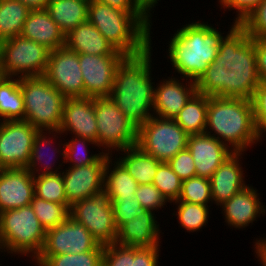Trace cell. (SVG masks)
Instances as JSON below:
<instances>
[{"label": "cell", "instance_id": "9c48e42d", "mask_svg": "<svg viewBox=\"0 0 266 266\" xmlns=\"http://www.w3.org/2000/svg\"><path fill=\"white\" fill-rule=\"evenodd\" d=\"M189 135L174 119L152 116L138 127L137 146L161 162L187 148Z\"/></svg>", "mask_w": 266, "mask_h": 266}, {"label": "cell", "instance_id": "e575fe53", "mask_svg": "<svg viewBox=\"0 0 266 266\" xmlns=\"http://www.w3.org/2000/svg\"><path fill=\"white\" fill-rule=\"evenodd\" d=\"M30 205L46 231L60 225L70 216L68 204H58L34 196Z\"/></svg>", "mask_w": 266, "mask_h": 266}, {"label": "cell", "instance_id": "db71d44e", "mask_svg": "<svg viewBox=\"0 0 266 266\" xmlns=\"http://www.w3.org/2000/svg\"><path fill=\"white\" fill-rule=\"evenodd\" d=\"M2 49H3V40L0 38V64H1V58H2Z\"/></svg>", "mask_w": 266, "mask_h": 266}, {"label": "cell", "instance_id": "6da1fadb", "mask_svg": "<svg viewBox=\"0 0 266 266\" xmlns=\"http://www.w3.org/2000/svg\"><path fill=\"white\" fill-rule=\"evenodd\" d=\"M221 40L218 54L196 82L197 92L209 97L251 100L260 84L254 39L232 22Z\"/></svg>", "mask_w": 266, "mask_h": 266}, {"label": "cell", "instance_id": "60d3db41", "mask_svg": "<svg viewBox=\"0 0 266 266\" xmlns=\"http://www.w3.org/2000/svg\"><path fill=\"white\" fill-rule=\"evenodd\" d=\"M250 38L266 37V0H263L240 24Z\"/></svg>", "mask_w": 266, "mask_h": 266}, {"label": "cell", "instance_id": "484cf974", "mask_svg": "<svg viewBox=\"0 0 266 266\" xmlns=\"http://www.w3.org/2000/svg\"><path fill=\"white\" fill-rule=\"evenodd\" d=\"M58 135H60V137ZM61 135H64V134H62L59 130H53V131H51V130L45 131L44 130V131H38L36 133L34 140H33V146H32V150H31L30 161H29L28 166L26 167L34 177L39 176V175L56 174V173L62 172V171H60V169L62 166H65V165H62L63 163L65 164V148H64L65 144H64V141H63V144H62V141L58 142L59 144L57 143V145L60 148L59 147L57 148L56 146H54L55 148L52 149L51 155L48 153L50 155L49 158L51 157L50 158L51 160L54 158L53 159L54 161L52 160L53 164L49 158H48V160H50L49 161L50 163L46 162L47 158H44L47 156L46 154H45L46 156L44 155V152H46V151H44V149L48 150L50 147H53L52 144L53 143L56 144V142L51 141V140H54V138H56V139L61 138ZM61 146H63V147H61ZM61 151H62V153H61ZM56 153H57V155L61 154L63 156V160H62L63 162L62 163L60 162L58 164V167L55 165V163H58V162H56V161H58V158H55L57 156ZM52 156H53V158H52ZM43 159H45L44 162H46V163L43 162ZM55 159H57V160H55ZM55 166H56V168H53Z\"/></svg>", "mask_w": 266, "mask_h": 266}, {"label": "cell", "instance_id": "30bf717a", "mask_svg": "<svg viewBox=\"0 0 266 266\" xmlns=\"http://www.w3.org/2000/svg\"><path fill=\"white\" fill-rule=\"evenodd\" d=\"M50 50L21 35L3 41L0 67L4 77H36L45 74Z\"/></svg>", "mask_w": 266, "mask_h": 266}, {"label": "cell", "instance_id": "f35d334b", "mask_svg": "<svg viewBox=\"0 0 266 266\" xmlns=\"http://www.w3.org/2000/svg\"><path fill=\"white\" fill-rule=\"evenodd\" d=\"M161 194L171 202L176 201L181 193L182 180L167 162H161L152 183Z\"/></svg>", "mask_w": 266, "mask_h": 266}, {"label": "cell", "instance_id": "7dc6e473", "mask_svg": "<svg viewBox=\"0 0 266 266\" xmlns=\"http://www.w3.org/2000/svg\"><path fill=\"white\" fill-rule=\"evenodd\" d=\"M160 246L134 247L132 266H159Z\"/></svg>", "mask_w": 266, "mask_h": 266}, {"label": "cell", "instance_id": "7c38bea8", "mask_svg": "<svg viewBox=\"0 0 266 266\" xmlns=\"http://www.w3.org/2000/svg\"><path fill=\"white\" fill-rule=\"evenodd\" d=\"M104 251V246L87 228L70 216L60 225L46 231L45 243L39 255L78 254Z\"/></svg>", "mask_w": 266, "mask_h": 266}, {"label": "cell", "instance_id": "7a4b0ae2", "mask_svg": "<svg viewBox=\"0 0 266 266\" xmlns=\"http://www.w3.org/2000/svg\"><path fill=\"white\" fill-rule=\"evenodd\" d=\"M152 49L151 46L142 54L126 56L122 60L116 69L113 89L109 96L137 127L154 115L156 85L152 82L154 78L151 74Z\"/></svg>", "mask_w": 266, "mask_h": 266}, {"label": "cell", "instance_id": "f546056e", "mask_svg": "<svg viewBox=\"0 0 266 266\" xmlns=\"http://www.w3.org/2000/svg\"><path fill=\"white\" fill-rule=\"evenodd\" d=\"M24 110L20 78L3 77L0 81V121H24Z\"/></svg>", "mask_w": 266, "mask_h": 266}, {"label": "cell", "instance_id": "7bdbcfd3", "mask_svg": "<svg viewBox=\"0 0 266 266\" xmlns=\"http://www.w3.org/2000/svg\"><path fill=\"white\" fill-rule=\"evenodd\" d=\"M134 247L117 243L104 245L103 266H132Z\"/></svg>", "mask_w": 266, "mask_h": 266}, {"label": "cell", "instance_id": "3957f363", "mask_svg": "<svg viewBox=\"0 0 266 266\" xmlns=\"http://www.w3.org/2000/svg\"><path fill=\"white\" fill-rule=\"evenodd\" d=\"M218 29L199 20L177 29L167 45V58L174 72L197 82L218 54L219 44L225 36Z\"/></svg>", "mask_w": 266, "mask_h": 266}, {"label": "cell", "instance_id": "277c9868", "mask_svg": "<svg viewBox=\"0 0 266 266\" xmlns=\"http://www.w3.org/2000/svg\"><path fill=\"white\" fill-rule=\"evenodd\" d=\"M87 20L125 56L142 54L152 45V22L143 14H130L108 4L89 1Z\"/></svg>", "mask_w": 266, "mask_h": 266}, {"label": "cell", "instance_id": "d6a6232c", "mask_svg": "<svg viewBox=\"0 0 266 266\" xmlns=\"http://www.w3.org/2000/svg\"><path fill=\"white\" fill-rule=\"evenodd\" d=\"M177 206V211H174L173 216L178 218V224L187 232H198L202 227L208 224L209 207L211 205H202L195 203H188L183 201H173ZM176 213V214H175Z\"/></svg>", "mask_w": 266, "mask_h": 266}, {"label": "cell", "instance_id": "ffe728a7", "mask_svg": "<svg viewBox=\"0 0 266 266\" xmlns=\"http://www.w3.org/2000/svg\"><path fill=\"white\" fill-rule=\"evenodd\" d=\"M34 196V176L27 168L0 170V213L30 205Z\"/></svg>", "mask_w": 266, "mask_h": 266}, {"label": "cell", "instance_id": "ba28073f", "mask_svg": "<svg viewBox=\"0 0 266 266\" xmlns=\"http://www.w3.org/2000/svg\"><path fill=\"white\" fill-rule=\"evenodd\" d=\"M97 121V147L102 152L113 155L137 144L138 127L118 108L110 97H95Z\"/></svg>", "mask_w": 266, "mask_h": 266}, {"label": "cell", "instance_id": "cb8c5ba5", "mask_svg": "<svg viewBox=\"0 0 266 266\" xmlns=\"http://www.w3.org/2000/svg\"><path fill=\"white\" fill-rule=\"evenodd\" d=\"M20 35L45 46L50 51L65 44V34L51 19L46 9L30 10Z\"/></svg>", "mask_w": 266, "mask_h": 266}, {"label": "cell", "instance_id": "1f68e13d", "mask_svg": "<svg viewBox=\"0 0 266 266\" xmlns=\"http://www.w3.org/2000/svg\"><path fill=\"white\" fill-rule=\"evenodd\" d=\"M29 12L18 0H0V38L4 41L20 35Z\"/></svg>", "mask_w": 266, "mask_h": 266}, {"label": "cell", "instance_id": "ab89813d", "mask_svg": "<svg viewBox=\"0 0 266 266\" xmlns=\"http://www.w3.org/2000/svg\"><path fill=\"white\" fill-rule=\"evenodd\" d=\"M251 102L255 131L262 142V138L266 137V82H260L253 93Z\"/></svg>", "mask_w": 266, "mask_h": 266}, {"label": "cell", "instance_id": "603a6c76", "mask_svg": "<svg viewBox=\"0 0 266 266\" xmlns=\"http://www.w3.org/2000/svg\"><path fill=\"white\" fill-rule=\"evenodd\" d=\"M156 218L154 212L142 209L132 220L118 228L116 243L132 247L161 246V228Z\"/></svg>", "mask_w": 266, "mask_h": 266}, {"label": "cell", "instance_id": "52a82bcc", "mask_svg": "<svg viewBox=\"0 0 266 266\" xmlns=\"http://www.w3.org/2000/svg\"><path fill=\"white\" fill-rule=\"evenodd\" d=\"M20 87L24 99V121L38 131L59 130L66 97L43 76L22 77Z\"/></svg>", "mask_w": 266, "mask_h": 266}, {"label": "cell", "instance_id": "816d5d0a", "mask_svg": "<svg viewBox=\"0 0 266 266\" xmlns=\"http://www.w3.org/2000/svg\"><path fill=\"white\" fill-rule=\"evenodd\" d=\"M254 244V252L257 256L258 260L262 264L261 266H266V237L259 238L255 240Z\"/></svg>", "mask_w": 266, "mask_h": 266}, {"label": "cell", "instance_id": "5b68a950", "mask_svg": "<svg viewBox=\"0 0 266 266\" xmlns=\"http://www.w3.org/2000/svg\"><path fill=\"white\" fill-rule=\"evenodd\" d=\"M205 133L233 152L248 151L260 142L255 131L251 100L208 96Z\"/></svg>", "mask_w": 266, "mask_h": 266}, {"label": "cell", "instance_id": "836d02e7", "mask_svg": "<svg viewBox=\"0 0 266 266\" xmlns=\"http://www.w3.org/2000/svg\"><path fill=\"white\" fill-rule=\"evenodd\" d=\"M38 266H103V251H88L78 254L38 255Z\"/></svg>", "mask_w": 266, "mask_h": 266}, {"label": "cell", "instance_id": "83f0119b", "mask_svg": "<svg viewBox=\"0 0 266 266\" xmlns=\"http://www.w3.org/2000/svg\"><path fill=\"white\" fill-rule=\"evenodd\" d=\"M90 0H51L46 8L51 19L66 35L69 31L87 21Z\"/></svg>", "mask_w": 266, "mask_h": 266}, {"label": "cell", "instance_id": "f907efd6", "mask_svg": "<svg viewBox=\"0 0 266 266\" xmlns=\"http://www.w3.org/2000/svg\"><path fill=\"white\" fill-rule=\"evenodd\" d=\"M159 0H132L137 9L151 22L152 10Z\"/></svg>", "mask_w": 266, "mask_h": 266}, {"label": "cell", "instance_id": "8992f818", "mask_svg": "<svg viewBox=\"0 0 266 266\" xmlns=\"http://www.w3.org/2000/svg\"><path fill=\"white\" fill-rule=\"evenodd\" d=\"M46 230L31 205L0 213V246L2 252L31 257L34 261L45 243ZM30 254V255H29Z\"/></svg>", "mask_w": 266, "mask_h": 266}, {"label": "cell", "instance_id": "f1b7e54d", "mask_svg": "<svg viewBox=\"0 0 266 266\" xmlns=\"http://www.w3.org/2000/svg\"><path fill=\"white\" fill-rule=\"evenodd\" d=\"M112 157L110 155L107 158L105 165L103 189L108 193L111 201L114 198H136L138 183L126 168L118 160L113 161Z\"/></svg>", "mask_w": 266, "mask_h": 266}, {"label": "cell", "instance_id": "9a60e30c", "mask_svg": "<svg viewBox=\"0 0 266 266\" xmlns=\"http://www.w3.org/2000/svg\"><path fill=\"white\" fill-rule=\"evenodd\" d=\"M125 55L79 54L85 97H109L115 72Z\"/></svg>", "mask_w": 266, "mask_h": 266}, {"label": "cell", "instance_id": "d590c367", "mask_svg": "<svg viewBox=\"0 0 266 266\" xmlns=\"http://www.w3.org/2000/svg\"><path fill=\"white\" fill-rule=\"evenodd\" d=\"M35 196L58 204H67L62 172L34 177Z\"/></svg>", "mask_w": 266, "mask_h": 266}, {"label": "cell", "instance_id": "f6af8a7d", "mask_svg": "<svg viewBox=\"0 0 266 266\" xmlns=\"http://www.w3.org/2000/svg\"><path fill=\"white\" fill-rule=\"evenodd\" d=\"M167 163L182 181L196 176L194 160L187 148L178 152Z\"/></svg>", "mask_w": 266, "mask_h": 266}, {"label": "cell", "instance_id": "4fadbf2b", "mask_svg": "<svg viewBox=\"0 0 266 266\" xmlns=\"http://www.w3.org/2000/svg\"><path fill=\"white\" fill-rule=\"evenodd\" d=\"M37 132L26 121H0V170L28 166Z\"/></svg>", "mask_w": 266, "mask_h": 266}, {"label": "cell", "instance_id": "c3c4849f", "mask_svg": "<svg viewBox=\"0 0 266 266\" xmlns=\"http://www.w3.org/2000/svg\"><path fill=\"white\" fill-rule=\"evenodd\" d=\"M257 71L261 82H266V37L254 39Z\"/></svg>", "mask_w": 266, "mask_h": 266}, {"label": "cell", "instance_id": "e0dca14e", "mask_svg": "<svg viewBox=\"0 0 266 266\" xmlns=\"http://www.w3.org/2000/svg\"><path fill=\"white\" fill-rule=\"evenodd\" d=\"M59 131L65 135L69 133L97 143L98 132L94 98H66L63 104V118Z\"/></svg>", "mask_w": 266, "mask_h": 266}, {"label": "cell", "instance_id": "4316f807", "mask_svg": "<svg viewBox=\"0 0 266 266\" xmlns=\"http://www.w3.org/2000/svg\"><path fill=\"white\" fill-rule=\"evenodd\" d=\"M120 152L123 153L120 154L123 156H119V158L115 156V159L126 168L138 185L153 183L161 161L145 153L137 145L120 150Z\"/></svg>", "mask_w": 266, "mask_h": 266}, {"label": "cell", "instance_id": "ac0fdd59", "mask_svg": "<svg viewBox=\"0 0 266 266\" xmlns=\"http://www.w3.org/2000/svg\"><path fill=\"white\" fill-rule=\"evenodd\" d=\"M174 76L159 81L155 87L154 116L174 119L190 98L197 92L196 82ZM186 81V82H184ZM185 84H184V83ZM188 84V85H187Z\"/></svg>", "mask_w": 266, "mask_h": 266}, {"label": "cell", "instance_id": "b9f144b4", "mask_svg": "<svg viewBox=\"0 0 266 266\" xmlns=\"http://www.w3.org/2000/svg\"><path fill=\"white\" fill-rule=\"evenodd\" d=\"M111 206L117 228L132 220L142 210L137 198H114Z\"/></svg>", "mask_w": 266, "mask_h": 266}, {"label": "cell", "instance_id": "74e56055", "mask_svg": "<svg viewBox=\"0 0 266 266\" xmlns=\"http://www.w3.org/2000/svg\"><path fill=\"white\" fill-rule=\"evenodd\" d=\"M176 201L211 205V184L205 177L194 176L182 181L181 193ZM211 201V203H210Z\"/></svg>", "mask_w": 266, "mask_h": 266}, {"label": "cell", "instance_id": "11a10c76", "mask_svg": "<svg viewBox=\"0 0 266 266\" xmlns=\"http://www.w3.org/2000/svg\"><path fill=\"white\" fill-rule=\"evenodd\" d=\"M4 77V75H3V72H2V69H1V67H0V81H1V79Z\"/></svg>", "mask_w": 266, "mask_h": 266}, {"label": "cell", "instance_id": "ee69618b", "mask_svg": "<svg viewBox=\"0 0 266 266\" xmlns=\"http://www.w3.org/2000/svg\"><path fill=\"white\" fill-rule=\"evenodd\" d=\"M135 195L142 209L152 212H158L169 202L153 184L138 185Z\"/></svg>", "mask_w": 266, "mask_h": 266}, {"label": "cell", "instance_id": "8fae6325", "mask_svg": "<svg viewBox=\"0 0 266 266\" xmlns=\"http://www.w3.org/2000/svg\"><path fill=\"white\" fill-rule=\"evenodd\" d=\"M70 217L84 225L100 245L116 243V227L111 200L103 189L70 207Z\"/></svg>", "mask_w": 266, "mask_h": 266}, {"label": "cell", "instance_id": "f5cc1de1", "mask_svg": "<svg viewBox=\"0 0 266 266\" xmlns=\"http://www.w3.org/2000/svg\"><path fill=\"white\" fill-rule=\"evenodd\" d=\"M30 10H44L51 0H18Z\"/></svg>", "mask_w": 266, "mask_h": 266}, {"label": "cell", "instance_id": "4dcf8cb0", "mask_svg": "<svg viewBox=\"0 0 266 266\" xmlns=\"http://www.w3.org/2000/svg\"><path fill=\"white\" fill-rule=\"evenodd\" d=\"M208 96L196 92L174 118L188 134L205 133Z\"/></svg>", "mask_w": 266, "mask_h": 266}, {"label": "cell", "instance_id": "5bb4252c", "mask_svg": "<svg viewBox=\"0 0 266 266\" xmlns=\"http://www.w3.org/2000/svg\"><path fill=\"white\" fill-rule=\"evenodd\" d=\"M43 77L66 98L85 97L79 54L65 46L50 51Z\"/></svg>", "mask_w": 266, "mask_h": 266}, {"label": "cell", "instance_id": "d4e9b609", "mask_svg": "<svg viewBox=\"0 0 266 266\" xmlns=\"http://www.w3.org/2000/svg\"><path fill=\"white\" fill-rule=\"evenodd\" d=\"M64 46L77 54L124 55L122 52L115 50L88 20L65 35Z\"/></svg>", "mask_w": 266, "mask_h": 266}, {"label": "cell", "instance_id": "bcb514c9", "mask_svg": "<svg viewBox=\"0 0 266 266\" xmlns=\"http://www.w3.org/2000/svg\"><path fill=\"white\" fill-rule=\"evenodd\" d=\"M221 9L230 11L236 10L235 24L240 25L242 21L263 1V0H218ZM226 9V10H225Z\"/></svg>", "mask_w": 266, "mask_h": 266}, {"label": "cell", "instance_id": "7402d4cb", "mask_svg": "<svg viewBox=\"0 0 266 266\" xmlns=\"http://www.w3.org/2000/svg\"><path fill=\"white\" fill-rule=\"evenodd\" d=\"M242 155L244 156V152H234L209 179L212 203L219 206L249 185L246 184L244 170L240 164Z\"/></svg>", "mask_w": 266, "mask_h": 266}, {"label": "cell", "instance_id": "d6986e66", "mask_svg": "<svg viewBox=\"0 0 266 266\" xmlns=\"http://www.w3.org/2000/svg\"><path fill=\"white\" fill-rule=\"evenodd\" d=\"M187 149L194 160L196 176L208 179L234 153L227 145L207 133L189 135Z\"/></svg>", "mask_w": 266, "mask_h": 266}, {"label": "cell", "instance_id": "44dd1931", "mask_svg": "<svg viewBox=\"0 0 266 266\" xmlns=\"http://www.w3.org/2000/svg\"><path fill=\"white\" fill-rule=\"evenodd\" d=\"M228 227L243 229L257 221L259 216L266 214L265 203L261 202L257 189L246 186L234 194L229 200L219 205ZM258 217V218H257Z\"/></svg>", "mask_w": 266, "mask_h": 266}, {"label": "cell", "instance_id": "681fc988", "mask_svg": "<svg viewBox=\"0 0 266 266\" xmlns=\"http://www.w3.org/2000/svg\"><path fill=\"white\" fill-rule=\"evenodd\" d=\"M108 4L109 6L126 11L130 14H142L133 4L132 0H90Z\"/></svg>", "mask_w": 266, "mask_h": 266}, {"label": "cell", "instance_id": "8d00e7d4", "mask_svg": "<svg viewBox=\"0 0 266 266\" xmlns=\"http://www.w3.org/2000/svg\"><path fill=\"white\" fill-rule=\"evenodd\" d=\"M71 137L68 142L65 141L64 143L65 163H70L68 167H81L93 164L103 154V152L92 154V152L88 151L89 144L97 146V143L92 140L76 136Z\"/></svg>", "mask_w": 266, "mask_h": 266}, {"label": "cell", "instance_id": "2e32d148", "mask_svg": "<svg viewBox=\"0 0 266 266\" xmlns=\"http://www.w3.org/2000/svg\"><path fill=\"white\" fill-rule=\"evenodd\" d=\"M109 156L103 153L93 164L68 167L62 171L69 207L103 190L104 170Z\"/></svg>", "mask_w": 266, "mask_h": 266}]
</instances>
